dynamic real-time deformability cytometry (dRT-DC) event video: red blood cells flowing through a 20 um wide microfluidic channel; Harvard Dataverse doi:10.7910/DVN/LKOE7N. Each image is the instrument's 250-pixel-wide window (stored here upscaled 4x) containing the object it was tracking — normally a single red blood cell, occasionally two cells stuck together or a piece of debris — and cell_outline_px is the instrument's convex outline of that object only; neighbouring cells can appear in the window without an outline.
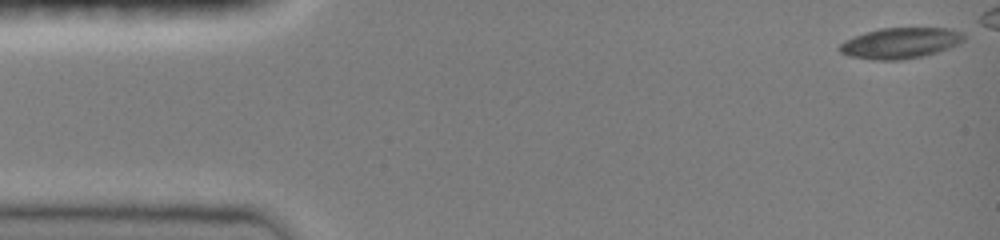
{"species": "common noctule bat (a hibernating species)", "species_latin": "Nyctalus noctula", "temperature_condition": "room temperature", "stored_images_in_passage": 41, "camera_frame_rate_fps": 3000, "um_per_image_px": 0.085, "animal": {"sex": "female", "body_mass_g": 19.0, "forearm_length_mm": 51.5}, "frame": {"image": 1, "passage_image": 1, "time_ms": 0.0, "image_size_px": [1000, 240], "cell_outline_px": [[964, 40], [948, 48], [924, 56], [904, 60], [872, 60], [848, 56], [840, 52], [836, 48], [844, 40], [852, 36], [880, 28], [952, 28], [964, 32]], "centroid_in_image_um": [76.49, 3.66], "position_along_channel_um": 8.5, "area_um2": 22.6}}
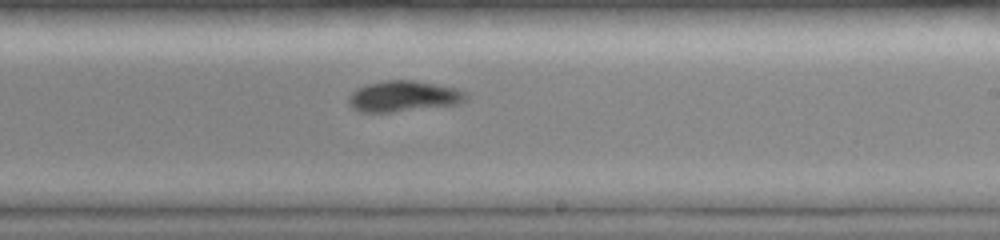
{"frame": {"image": 2, "passage_image": 28, "time_ms": 9.0, "image_size_px": [1000, 240], "cell_outline_px": [[468, 100], [456, 104], [392, 112], [360, 112], [352, 108], [348, 104], [348, 96], [356, 88], [368, 84], [384, 80], [412, 80], [456, 88], [468, 92]], "centroid_in_image_um": [34.28, 8.18], "position_along_channel_um": 254.7, "area_um2": 21.15}}
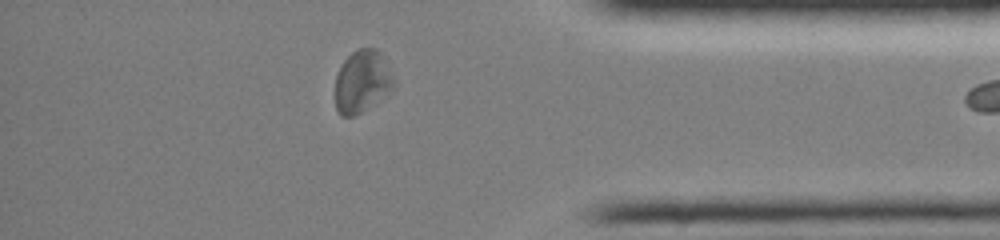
{"frame": {"image": 3, "passage_image": 40, "time_ms": 13.0, "image_size_px": [1000, 240], "cell_outline_px": [[396, 84], [392, 88], [360, 112], [352, 116], [340, 116], [336, 108], [336, 76], [344, 60], [352, 52], [360, 48], [376, 48], [380, 52], [396, 80]], "centroid_in_image_um": [30.78, 6.89], "position_along_channel_um": 404.4, "area_um2": 20.81}}